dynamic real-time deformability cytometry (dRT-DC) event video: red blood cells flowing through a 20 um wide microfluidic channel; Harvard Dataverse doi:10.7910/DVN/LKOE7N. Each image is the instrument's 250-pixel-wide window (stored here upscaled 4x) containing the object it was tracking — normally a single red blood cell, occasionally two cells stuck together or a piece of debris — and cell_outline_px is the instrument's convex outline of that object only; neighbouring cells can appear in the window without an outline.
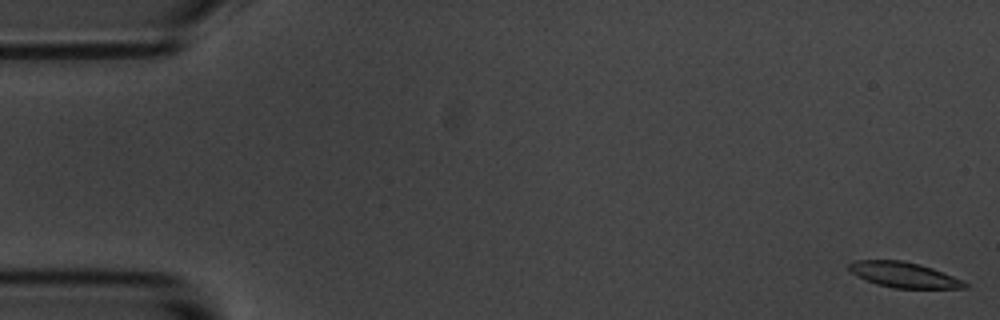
{"species": "common noctule bat (a hibernating species)", "species_latin": "Nyctalus noctula", "temperature_condition": "room temperature", "stored_images_in_passage": 3, "camera_frame_rate_fps": 3000, "um_per_image_px": 0.085, "animal": {"sex": "male", "body_mass_g": 20.1, "forearm_length_mm": 53.5}, "frame": {"image": 1, "passage_image": 1, "time_ms": 0.0, "image_size_px": [1000, 320], "cell_outline_px": [[968, 288], [892, 288], [876, 284], [856, 276], [848, 268], [848, 264], [856, 260], [904, 260], [920, 264], [932, 268], [964, 280], [968, 284]], "centroid_in_image_um": [76.84, 23.36], "position_along_channel_um": 8.2, "area_um2": 17.22}}